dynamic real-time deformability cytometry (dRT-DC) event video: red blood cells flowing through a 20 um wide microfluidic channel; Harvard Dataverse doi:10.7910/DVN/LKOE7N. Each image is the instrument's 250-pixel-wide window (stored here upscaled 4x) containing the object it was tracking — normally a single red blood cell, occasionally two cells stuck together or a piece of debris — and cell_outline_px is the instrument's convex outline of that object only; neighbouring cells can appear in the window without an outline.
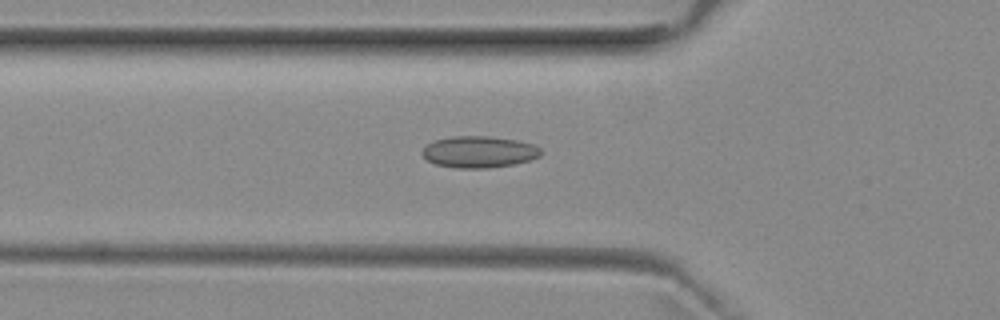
{"species": "common noctule bat (a hibernating species)", "species_latin": "Nyctalus noctula", "temperature_condition": "room temperature", "stored_images_in_passage": 33, "camera_frame_rate_fps": 3000, "um_per_image_px": 0.085, "animal": {"sex": "female", "body_mass_g": 29.2, "forearm_length_mm": 56.3}, "frame": {"image": 1, "passage_image": 3, "time_ms": 0.667, "image_size_px": [1000, 320], "cell_outline_px": [[544, 152], [540, 156], [532, 160], [516, 164], [488, 168], [456, 168], [436, 164], [428, 160], [420, 152], [428, 144], [436, 140], [452, 136], [488, 136], [516, 140], [532, 144], [540, 148]], "centroid_in_image_um": [40.76, 12.92], "position_along_channel_um": 85.0, "area_um2": 21.91}}
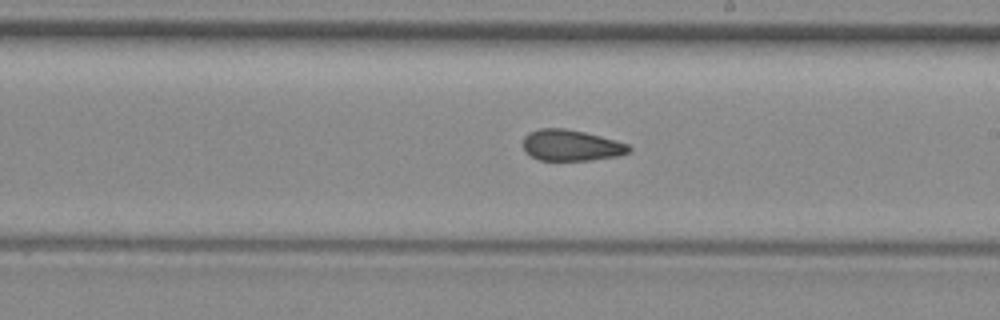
{"frame": {"image": 2, "passage_image": 15, "time_ms": 4.667, "image_size_px": [1000, 320], "cell_outline_px": [[632, 152], [616, 156], [592, 160], [540, 160], [524, 152], [524, 136], [528, 132], [540, 128], [564, 128], [584, 132], [616, 140], [628, 144], [632, 148]], "centroid_in_image_um": [48.56, 12.35], "position_along_channel_um": 240.4, "area_um2": 19.25}}
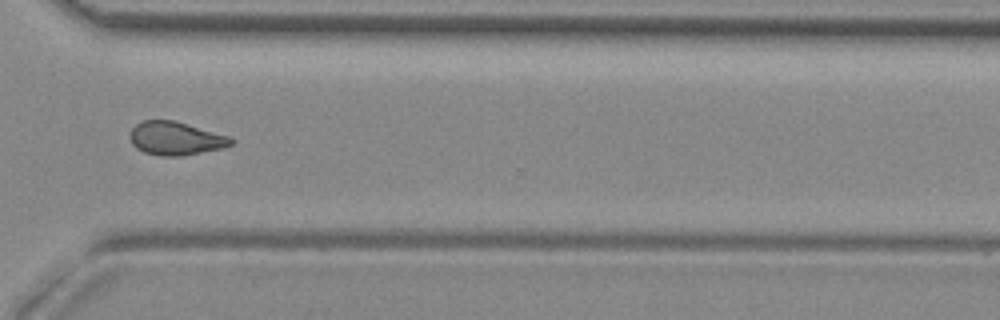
{"frame": {"image": 3, "passage_image": 24, "time_ms": 7.667, "image_size_px": [1000, 320], "cell_outline_px": [[236, 140], [232, 144], [224, 148], [180, 156], [160, 156], [144, 152], [136, 148], [132, 144], [132, 128], [136, 124], [144, 120], [176, 120], [228, 136]], "centroid_in_image_um": [14.96, 11.76], "position_along_channel_um": 355.6, "area_um2": 19.59}, "authors_computed_cell_mechanics": {"area_um2": 19.5942, "velocity_mm_per_s": 3.8631, "shape_relaxation_time_tau1_ms": null, "shape_relaxation_time_tau2_ms": 3.5957, "deformation_change_tau1": null, "deformation_change_tau2": 0.1005}}